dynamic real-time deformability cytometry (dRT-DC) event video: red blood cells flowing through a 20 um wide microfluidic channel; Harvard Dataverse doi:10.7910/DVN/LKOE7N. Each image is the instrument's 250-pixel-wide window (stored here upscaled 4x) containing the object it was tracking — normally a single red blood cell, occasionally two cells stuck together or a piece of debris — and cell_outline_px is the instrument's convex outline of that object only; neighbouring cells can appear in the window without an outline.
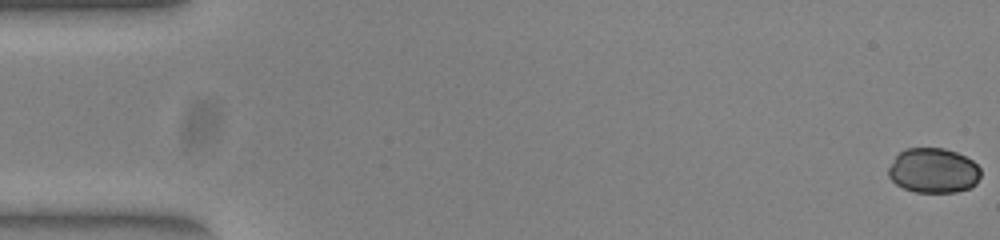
{"species": "common noctule bat (a hibernating species)", "species_latin": "Nyctalus noctula", "temperature_condition": "warm", "stored_images_in_passage": 53, "camera_frame_rate_fps": 3000, "um_per_image_px": 0.085, "animal": {"sex": "female", "body_mass_g": 23.0, "forearm_length_mm": 53.4}, "frame": {"image": 1, "passage_image": 1, "time_ms": 0.0, "image_size_px": [1000, 240], "cell_outline_px": [[980, 176], [976, 184], [972, 188], [956, 192], [916, 192], [904, 188], [896, 184], [888, 176], [888, 168], [896, 156], [904, 148], [944, 148], [956, 152], [972, 160], [980, 168]], "centroid_in_image_um": [79.35, 14.5], "position_along_channel_um": 5.7, "area_um2": 24.22}}
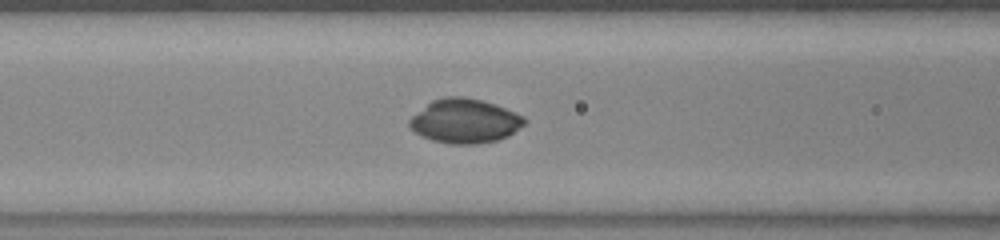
{"frame": {"image": 2, "passage_image": 22, "time_ms": 7.0, "image_size_px": [1000, 240], "cell_outline_px": [[528, 120], [524, 124], [508, 136], [496, 140], [476, 144], [452, 144], [432, 140], [420, 136], [408, 124], [408, 120], [412, 116], [432, 100], [448, 96], [460, 96], [480, 100], [516, 112], [524, 116]], "centroid_in_image_um": [39.5, 10.29], "position_along_channel_um": 127.1, "area_um2": 29.36}}
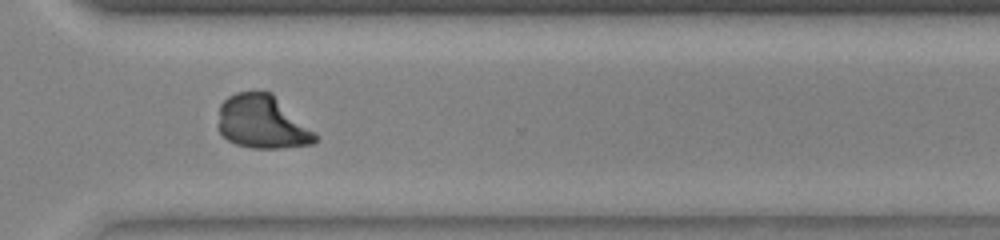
{"frame": {"image": 3, "passage_image": 39, "time_ms": 12.667, "image_size_px": [1000, 240], "cell_outline_px": [[316, 140], [312, 144], [284, 148], [252, 148], [236, 144], [228, 140], [220, 132], [220, 104], [228, 96], [236, 92], [272, 92], [316, 132]], "centroid_in_image_um": [22.33, 10.38], "position_along_channel_um": 348.3, "area_um2": 30.06}, "authors_computed_cell_mechanics": {"area_um2": 28.4954, "velocity_mm_per_s": 3.9045, "shape_relaxation_time_tau1_ms": 1.9996, "shape_relaxation_time_tau2_ms": 4.9192, "deformation_change_tau1": 0.1305, "deformation_change_tau2": 0.0802}}